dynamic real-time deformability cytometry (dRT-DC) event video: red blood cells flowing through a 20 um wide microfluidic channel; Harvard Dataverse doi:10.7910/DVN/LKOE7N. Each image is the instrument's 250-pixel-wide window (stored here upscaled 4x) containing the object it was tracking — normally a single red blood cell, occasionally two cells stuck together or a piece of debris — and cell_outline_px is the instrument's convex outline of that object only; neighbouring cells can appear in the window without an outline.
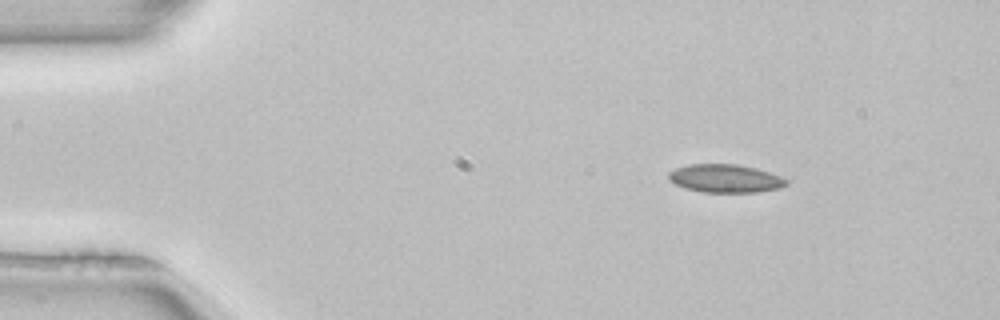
{"species": "common noctule bat (a hibernating species)", "species_latin": "Nyctalus noctula", "temperature_condition": "room temperature", "stored_images_in_passage": 3, "camera_frame_rate_fps": 3000, "um_per_image_px": 0.085, "animal": {"sex": "female", "body_mass_g": 22.7, "forearm_length_mm": 54.2}, "frame": {"image": 1, "passage_image": 1, "time_ms": 0.0, "image_size_px": [1000, 320], "cell_outline_px": [[788, 184], [780, 188], [756, 192], [704, 192], [684, 188], [668, 180], [668, 172], [676, 168], [688, 164], [736, 164], [756, 168], [780, 176], [788, 180]], "centroid_in_image_um": [61.63, 15.16], "position_along_channel_um": 23.4, "area_um2": 19.36}}